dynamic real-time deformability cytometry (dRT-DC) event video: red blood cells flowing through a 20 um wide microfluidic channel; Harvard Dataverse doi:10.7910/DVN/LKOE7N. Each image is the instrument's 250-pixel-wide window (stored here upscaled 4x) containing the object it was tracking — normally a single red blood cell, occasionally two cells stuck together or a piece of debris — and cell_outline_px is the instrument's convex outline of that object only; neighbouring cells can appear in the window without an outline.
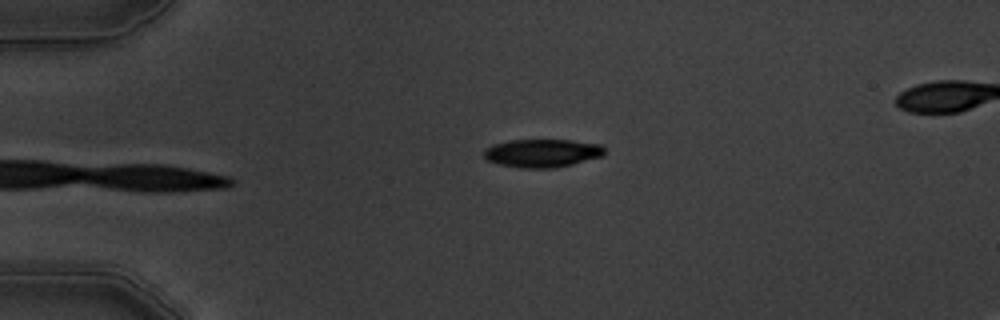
{"species": "common noctule bat (a hibernating species)", "species_latin": "Nyctalus noctula", "temperature_condition": "warm", "stored_images_in_passage": 5, "camera_frame_rate_fps": 3000, "um_per_image_px": 0.085, "animal": {"sex": "male", "body_mass_g": 19.5, "forearm_length_mm": 54.6}, "frame": {"image": 1, "passage_image": 5, "time_ms": 5.333, "image_size_px": [1000, 320], "cell_outline_px": [[604, 156], [572, 164], [552, 168], [520, 168], [500, 164], [484, 160], [484, 148], [492, 144], [512, 140], [572, 140], [600, 144], [604, 148]], "centroid_in_image_um": [46.06, 13.01], "position_along_channel_um": 38.9, "area_um2": 19.94}}